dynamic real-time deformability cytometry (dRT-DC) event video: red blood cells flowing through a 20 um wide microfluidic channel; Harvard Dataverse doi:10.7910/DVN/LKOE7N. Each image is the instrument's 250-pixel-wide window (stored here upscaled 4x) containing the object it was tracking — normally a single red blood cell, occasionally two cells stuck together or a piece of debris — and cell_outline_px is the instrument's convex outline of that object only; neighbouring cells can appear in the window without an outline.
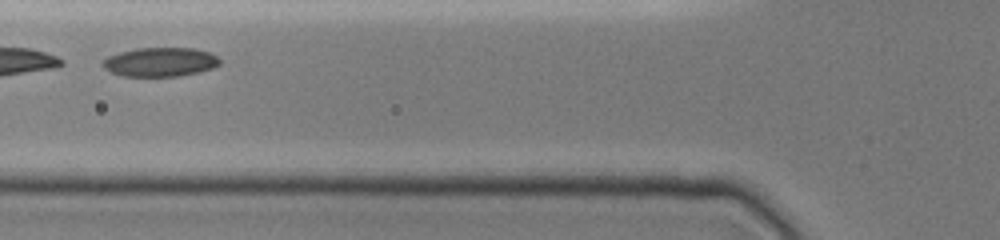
{"species": "common noctule bat (a hibernating species)", "species_latin": "Nyctalus noctula", "temperature_condition": "cold", "stored_images_in_passage": 4, "camera_frame_rate_fps": 3000, "um_per_image_px": 0.085, "animal": {"sex": "female", "body_mass_g": 19.0, "forearm_length_mm": 51.5}, "frame": {"image": 1, "passage_image": 3, "time_ms": 1.333, "image_size_px": [1000, 240], "cell_outline_px": [[220, 64], [212, 68], [180, 76], [124, 76], [112, 72], [104, 68], [100, 64], [100, 60], [108, 56], [120, 52], [136, 48], [196, 48], [208, 52], [216, 56], [220, 60]], "centroid_in_image_um": [13.57, 5.26], "position_along_channel_um": 112.2, "area_um2": 19.83}}